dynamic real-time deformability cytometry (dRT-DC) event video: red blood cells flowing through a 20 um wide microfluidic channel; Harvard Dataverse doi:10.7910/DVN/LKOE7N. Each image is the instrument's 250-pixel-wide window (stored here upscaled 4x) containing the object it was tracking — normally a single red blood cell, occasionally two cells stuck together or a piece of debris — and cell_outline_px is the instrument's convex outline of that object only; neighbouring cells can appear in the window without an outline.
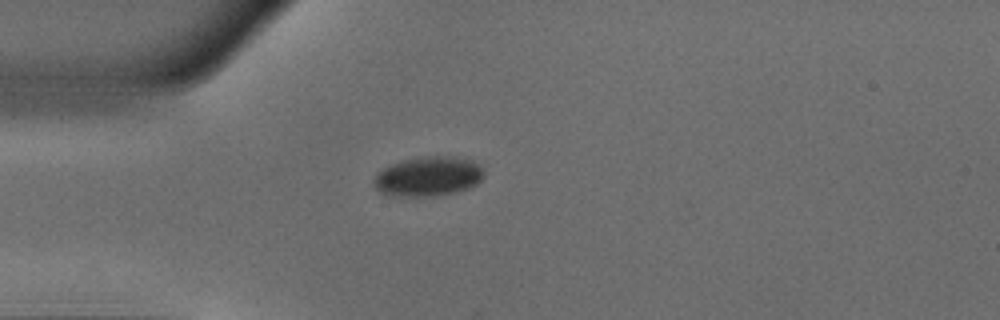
{"species": "common noctule bat (a hibernating species)", "species_latin": "Nyctalus noctula", "temperature_condition": "warm", "stored_images_in_passage": 34, "camera_frame_rate_fps": 3000, "um_per_image_px": 0.085, "animal": {"sex": "male", "body_mass_g": 18.8}, "frame": {"image": 1, "passage_image": 1, "time_ms": 0.0, "image_size_px": [1000, 320], "cell_outline_px": [[484, 176], [476, 184], [468, 188], [456, 192], [436, 196], [392, 196], [380, 192], [372, 184], [372, 180], [384, 168], [400, 160], [428, 156], [452, 156], [472, 160], [480, 164], [484, 172]], "centroid_in_image_um": [36.41, 14.99], "position_along_channel_um": 48.6, "area_um2": 25.55}}
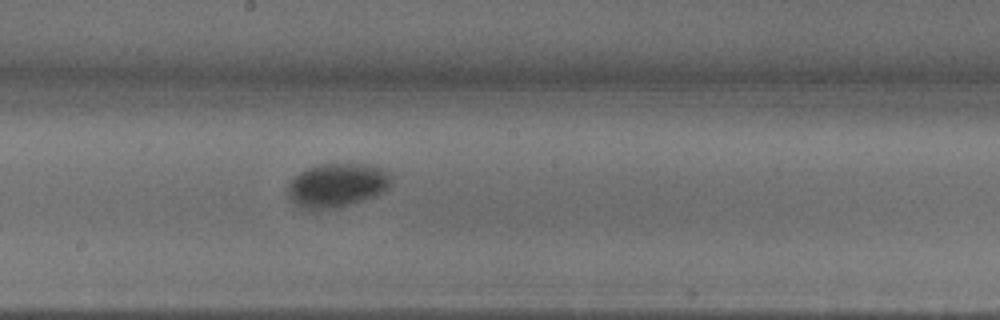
{"frame": {"image": 2, "passage_image": 15, "time_ms": 4.667, "image_size_px": [1000, 320], "cell_outline_px": [[392, 184], [384, 192], [336, 208], [308, 212], [300, 208], [288, 196], [288, 184], [300, 172], [308, 168], [320, 164], [372, 164], [384, 168], [392, 176]], "centroid_in_image_um": [28.66, 15.75], "position_along_channel_um": 219.5, "area_um2": 26.76}}
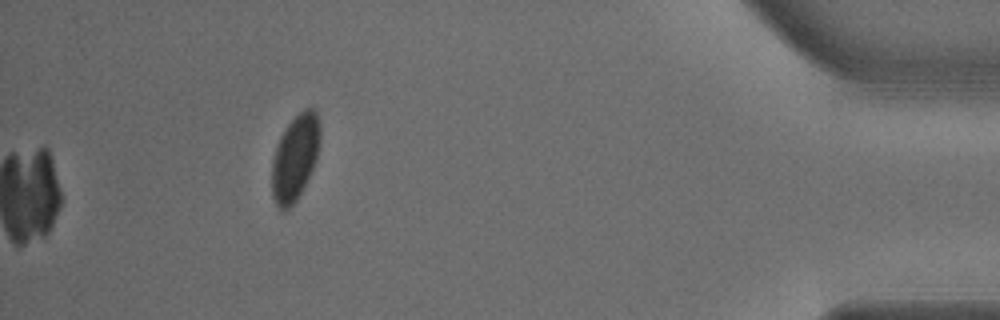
{"frame": {"image": 3, "passage_image": 34, "time_ms": 11.0, "image_size_px": [1000, 320], "cell_outline_px": [[320, 136], [316, 160], [296, 200], [284, 212], [280, 212], [272, 196], [272, 160], [276, 144], [280, 136], [288, 124], [304, 108], [316, 108], [320, 128]], "centroid_in_image_um": [25.06, 13.38], "position_along_channel_um": 410.1, "area_um2": 23.93}, "authors_computed_cell_mechanics": {"area_um2": 27.3105, "velocity_mm_per_s": 3.9181, "shape_relaxation_time_tau1_ms": 4.2231, "shape_relaxation_time_tau2_ms": null, "deformation_change_tau1": 0.1083, "deformation_change_tau2": null}}